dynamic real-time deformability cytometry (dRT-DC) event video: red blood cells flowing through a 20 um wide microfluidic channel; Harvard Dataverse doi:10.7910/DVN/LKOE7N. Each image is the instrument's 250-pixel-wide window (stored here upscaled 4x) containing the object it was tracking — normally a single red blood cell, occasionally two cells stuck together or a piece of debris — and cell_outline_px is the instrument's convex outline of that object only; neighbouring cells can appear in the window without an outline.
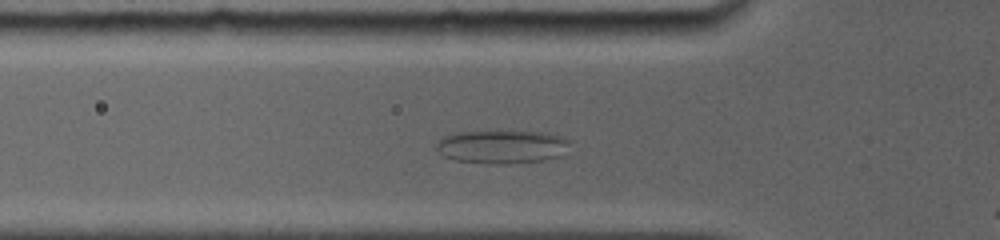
{"species": "common noctule bat (a hibernating species)", "species_latin": "Nyctalus noctula", "temperature_condition": "room temperature", "stored_images_in_passage": 17, "camera_frame_rate_fps": 5000, "um_per_image_px": 0.085, "animal": {"sex": "female", "body_mass_g": 19.0, "forearm_length_mm": 56.7}, "frame": {"image": 1, "passage_image": 15, "time_ms": 2.8, "image_size_px": [1000, 240], "cell_outline_px": [[572, 140], [560, 156], [544, 160], [512, 164], [488, 164], [452, 160], [444, 156], [436, 148], [436, 144], [444, 136], [456, 132], [496, 128], [548, 132]], "centroid_in_image_um": [42.66, 12.42], "position_along_channel_um": 83.1, "area_um2": 27.34}}